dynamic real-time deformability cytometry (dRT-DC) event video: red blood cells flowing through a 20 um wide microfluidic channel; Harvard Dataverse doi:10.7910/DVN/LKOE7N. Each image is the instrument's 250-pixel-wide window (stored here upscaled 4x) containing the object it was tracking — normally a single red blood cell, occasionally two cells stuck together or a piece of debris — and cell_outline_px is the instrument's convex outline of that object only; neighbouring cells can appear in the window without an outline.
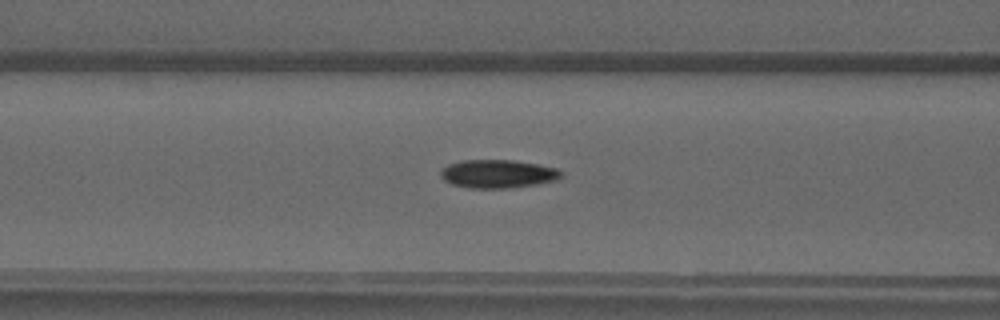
{"species": "common noctule bat (a hibernating species)", "species_latin": "Nyctalus noctula", "temperature_condition": "warm", "stored_images_in_passage": 50, "camera_frame_rate_fps": 3000, "um_per_image_px": 0.085, "animal": {"sex": "male", "forearm_length_mm": 52.5}, "frame": {"image": 1, "passage_image": 20, "time_ms": 6.333, "image_size_px": [1000, 320], "cell_outline_px": [[564, 172], [556, 180], [536, 184], [512, 188], [468, 188], [452, 184], [444, 180], [440, 176], [440, 168], [448, 164], [460, 160], [512, 160], [536, 164], [556, 168]], "centroid_in_image_um": [42.27, 14.77], "position_along_channel_um": 124.3, "area_um2": 20.0}}
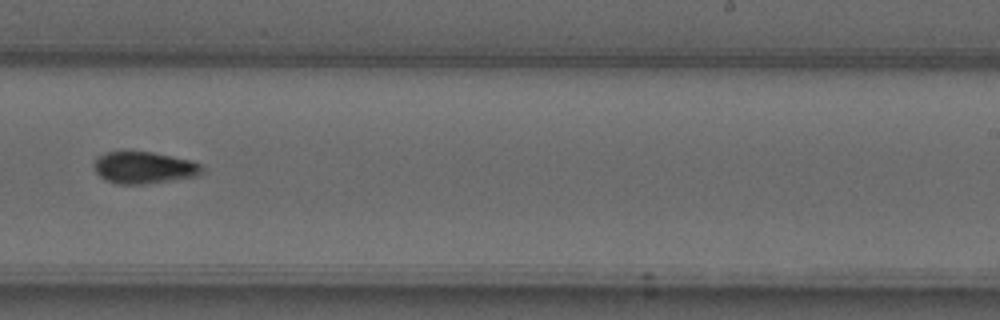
{"frame": {"image": 2, "passage_image": 31, "time_ms": 10.0, "image_size_px": [1000, 320], "cell_outline_px": [[204, 168], [200, 176], [144, 184], [116, 184], [104, 180], [92, 168], [92, 164], [104, 152], [152, 152], [192, 160], [200, 164]], "centroid_in_image_um": [12.25, 14.26], "position_along_channel_um": 276.8, "area_um2": 20.23}}
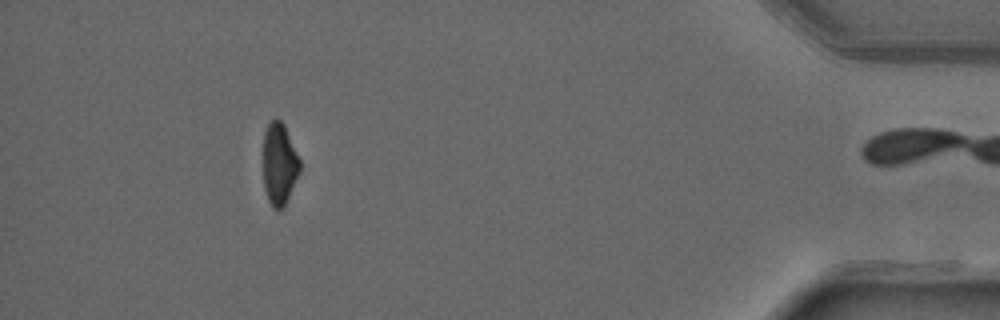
{"frame": {"image": 3, "passage_image": 45, "time_ms": 14.667, "image_size_px": [1000, 320], "cell_outline_px": [[300, 172], [284, 208], [272, 208], [268, 200], [264, 188], [264, 132], [268, 124], [272, 120], [280, 120], [284, 124], [300, 160]], "centroid_in_image_um": [23.75, 13.97], "position_along_channel_um": 411.4, "area_um2": 17.4}}